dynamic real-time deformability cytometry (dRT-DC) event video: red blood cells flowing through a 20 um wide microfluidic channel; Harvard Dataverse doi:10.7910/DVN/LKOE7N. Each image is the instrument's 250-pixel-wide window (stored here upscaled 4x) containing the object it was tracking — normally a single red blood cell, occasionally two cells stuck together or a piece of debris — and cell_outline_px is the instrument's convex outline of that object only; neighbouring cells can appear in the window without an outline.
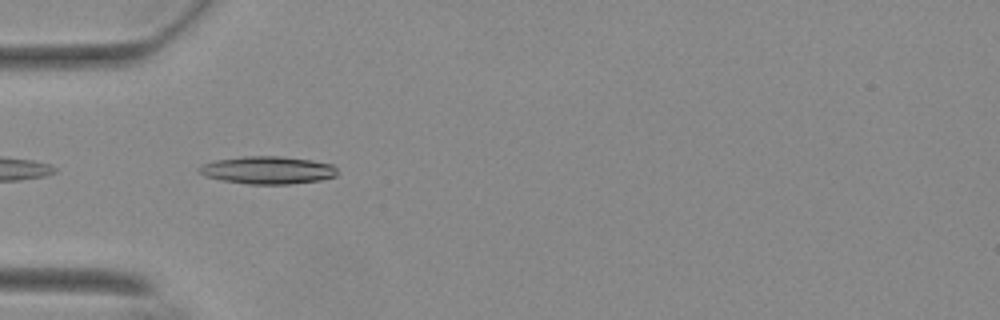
{"species": "Egyptian fruit bat (a non-hibernating species)", "species_latin": "Rousettus aegyptiacus", "temperature_condition": "warm", "stored_images_in_passage": 10, "camera_frame_rate_fps": 3000, "um_per_image_px": 0.085, "animal": {"sex": "female"}, "frame": {"image": 1, "passage_image": 2, "time_ms": 0.333, "image_size_px": [1000, 320], "cell_outline_px": [[336, 176], [320, 180], [288, 184], [248, 184], [224, 180], [204, 176], [196, 168], [204, 164], [216, 160], [244, 156], [284, 156], [312, 160], [332, 164], [336, 168]], "centroid_in_image_um": [22.76, 14.45], "position_along_channel_um": 62.2, "area_um2": 22.2}}